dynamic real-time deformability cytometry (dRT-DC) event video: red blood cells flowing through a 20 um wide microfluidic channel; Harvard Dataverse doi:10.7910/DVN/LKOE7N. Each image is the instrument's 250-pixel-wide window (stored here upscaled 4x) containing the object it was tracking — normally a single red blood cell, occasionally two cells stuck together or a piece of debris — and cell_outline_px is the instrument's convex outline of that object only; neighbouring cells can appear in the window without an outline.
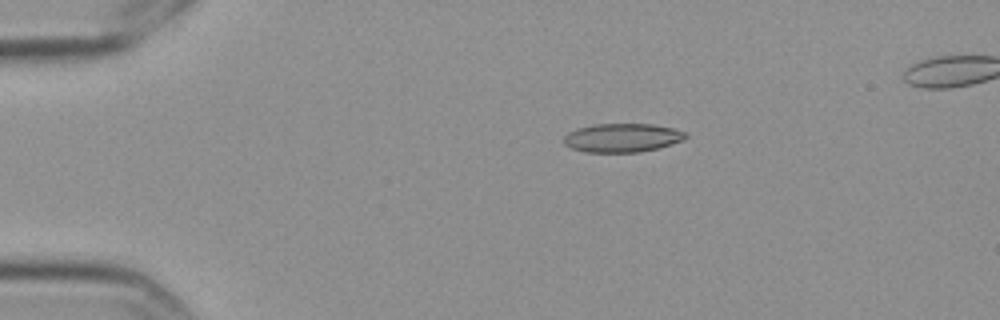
{"species": "Egyptian fruit bat (a non-hibernating species)", "species_latin": "Rousettus aegyptiacus", "temperature_condition": "cold", "stored_images_in_passage": 6, "segment_of_instrument_passage": [1, 2], "camera_frame_rate_fps": 3000, "um_per_image_px": 0.085, "frame": {"image": 1, "passage_image": 4, "time_ms": 1.0, "image_size_px": [1000, 320], "cell_outline_px": [[688, 136], [684, 140], [660, 148], [640, 152], [584, 152], [572, 148], [564, 144], [564, 136], [568, 132], [580, 128], [596, 124], [652, 124], [672, 128], [688, 132]], "centroid_in_image_um": [52.94, 11.72], "position_along_channel_um": 32.1, "area_um2": 20.46}}